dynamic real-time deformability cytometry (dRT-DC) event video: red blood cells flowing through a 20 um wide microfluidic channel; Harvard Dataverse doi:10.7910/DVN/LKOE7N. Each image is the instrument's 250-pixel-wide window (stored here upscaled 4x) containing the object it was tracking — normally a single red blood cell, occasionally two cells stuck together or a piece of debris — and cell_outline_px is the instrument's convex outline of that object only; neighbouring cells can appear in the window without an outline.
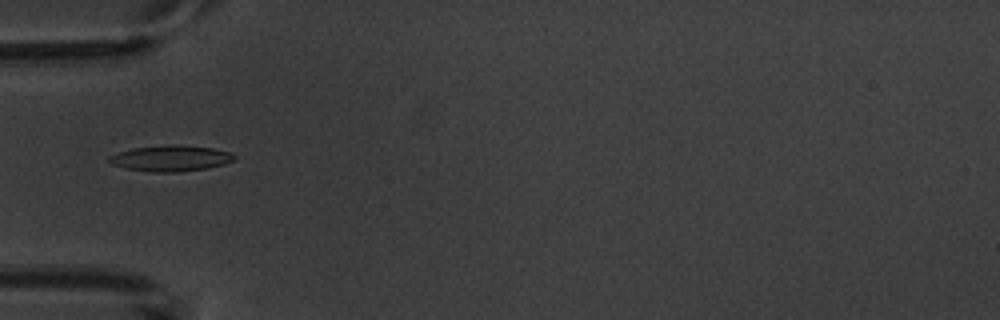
{"species": "common noctule bat (a hibernating species)", "species_latin": "Nyctalus noctula", "temperature_condition": "warm", "stored_images_in_passage": 8, "camera_frame_rate_fps": 3000, "um_per_image_px": 0.085, "animal": {"sex": "male", "body_mass_g": 20.1, "forearm_length_mm": 53.5}, "frame": {"image": 1, "passage_image": 5, "time_ms": 5.667, "image_size_px": [1000, 320], "cell_outline_px": [[236, 160], [224, 164], [208, 168], [176, 172], [152, 172], [124, 168], [112, 164], [108, 160], [108, 156], [116, 152], [132, 148], [172, 144], [212, 148], [232, 152], [236, 156]], "centroid_in_image_um": [14.51, 13.45], "position_along_channel_um": 70.5, "area_um2": 19.07}}
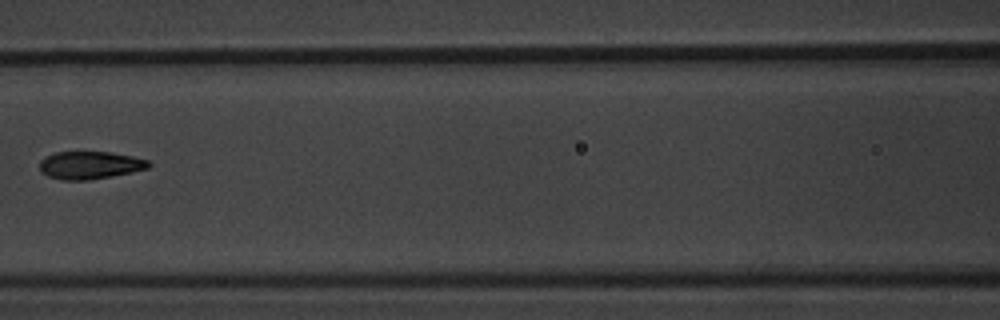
{"frame": {"image": 2, "passage_image": 7, "time_ms": 8.0, "image_size_px": [1000, 320], "cell_outline_px": [[152, 164], [148, 168], [132, 172], [112, 176], [88, 180], [60, 180], [48, 176], [40, 172], [40, 160], [44, 156], [56, 152], [108, 152], [132, 156], [148, 160]], "centroid_in_image_um": [7.62, 14.04], "position_along_channel_um": 159.0, "area_um2": 17.69}}
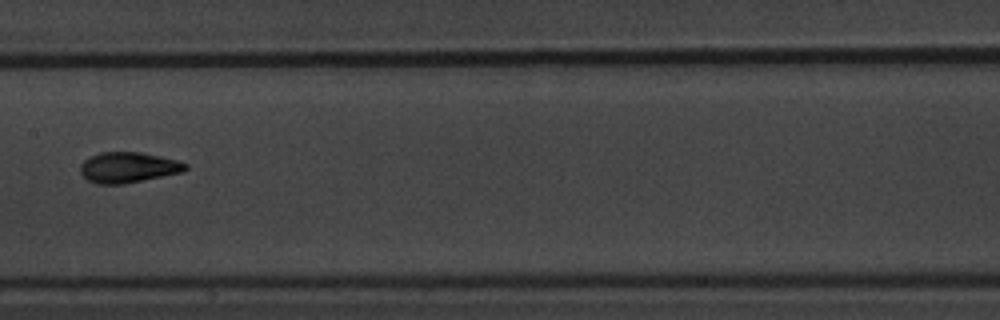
{"frame": {"image": 3, "passage_image": 8, "time_ms": 9.0, "image_size_px": [1000, 320], "cell_outline_px": [[188, 168], [184, 172], [124, 184], [96, 184], [88, 180], [80, 172], [80, 164], [84, 160], [100, 152], [140, 152], [180, 160], [188, 164]], "centroid_in_image_um": [10.93, 14.23], "position_along_channel_um": 196.5, "area_um2": 18.9}}